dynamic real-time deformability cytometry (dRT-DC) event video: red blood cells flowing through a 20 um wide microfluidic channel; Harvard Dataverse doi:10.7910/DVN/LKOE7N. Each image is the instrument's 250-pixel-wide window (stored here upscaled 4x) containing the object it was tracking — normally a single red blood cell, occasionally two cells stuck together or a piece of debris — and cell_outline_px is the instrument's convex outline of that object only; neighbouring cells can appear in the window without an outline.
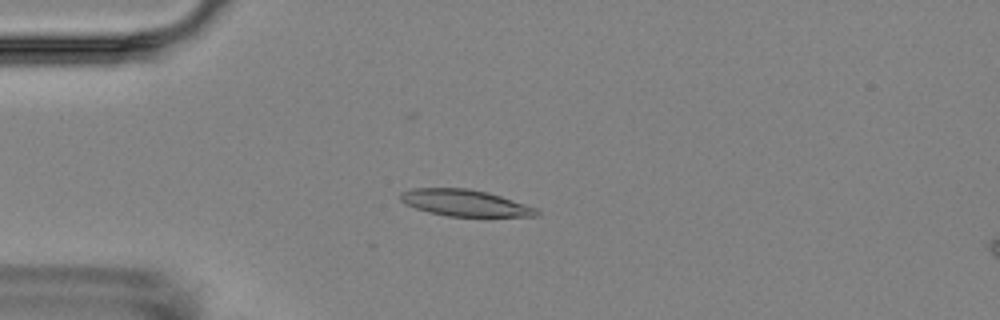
{"species": "Egyptian fruit bat (a non-hibernating species)", "species_latin": "Rousettus aegyptiacus", "temperature_condition": "room temperature", "stored_images_in_passage": 3, "camera_frame_rate_fps": 3000, "um_per_image_px": 0.085, "animal": {"sex": "female"}, "frame": {"image": 1, "passage_image": 3, "time_ms": 3.333, "image_size_px": [1000, 320], "cell_outline_px": [[540, 216], [448, 216], [428, 212], [404, 204], [400, 200], [400, 192], [412, 188], [468, 188], [488, 192], [536, 208], [540, 212]], "centroid_in_image_um": [39.48, 17.24], "position_along_channel_um": 45.5, "area_um2": 20.98}}